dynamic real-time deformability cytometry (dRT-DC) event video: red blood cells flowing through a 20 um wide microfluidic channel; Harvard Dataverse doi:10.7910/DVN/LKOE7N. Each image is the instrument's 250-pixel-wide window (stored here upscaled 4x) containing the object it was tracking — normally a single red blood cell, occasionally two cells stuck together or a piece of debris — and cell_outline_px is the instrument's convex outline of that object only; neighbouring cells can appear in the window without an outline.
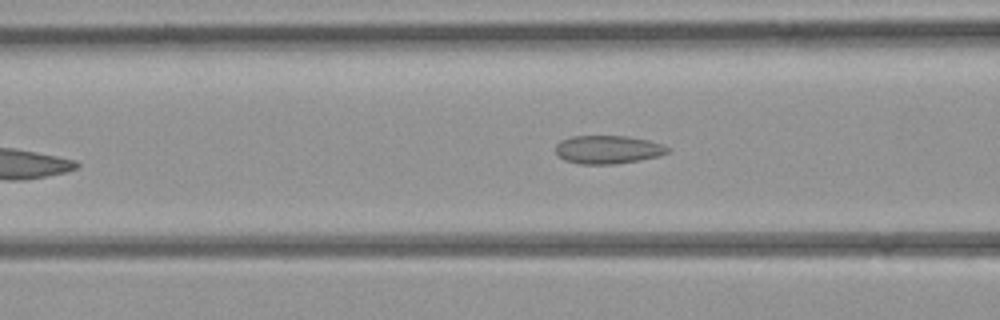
{"species": "common noctule bat (a hibernating species)", "species_latin": "Nyctalus noctula", "temperature_condition": "room temperature", "stored_images_in_passage": 6, "camera_frame_rate_fps": 3000, "um_per_image_px": 0.085, "animal": {"sex": "female", "body_mass_g": 21.9}, "frame": {"image": 1, "passage_image": 6, "time_ms": 6.0, "image_size_px": [1000, 320], "cell_outline_px": [[672, 148], [668, 152], [660, 156], [640, 160], [616, 164], [580, 164], [564, 160], [556, 152], [556, 144], [560, 140], [572, 136], [624, 136], [648, 140]], "centroid_in_image_um": [51.68, 12.72], "position_along_channel_um": 114.9, "area_um2": 18.5}}